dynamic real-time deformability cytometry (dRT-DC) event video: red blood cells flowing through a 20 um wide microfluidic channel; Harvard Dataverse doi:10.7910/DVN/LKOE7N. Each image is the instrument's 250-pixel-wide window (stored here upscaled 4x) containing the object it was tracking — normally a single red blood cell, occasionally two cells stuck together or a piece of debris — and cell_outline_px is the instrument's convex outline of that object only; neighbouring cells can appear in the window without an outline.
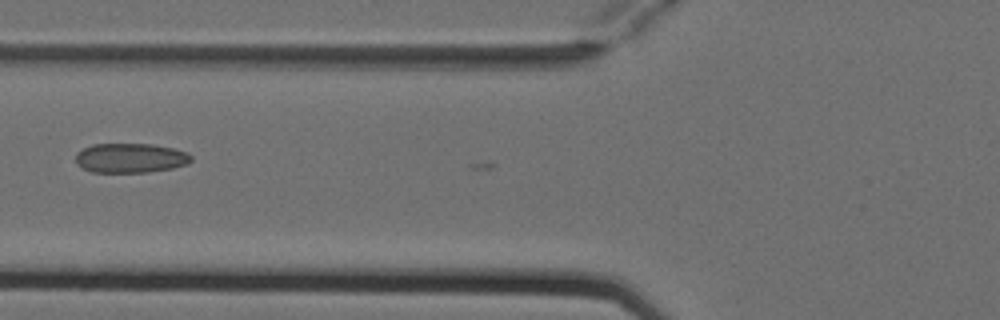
{"species": "Egyptian fruit bat (a non-hibernating species)", "species_latin": "Rousettus aegyptiacus", "temperature_condition": "cold", "stored_images_in_passage": 6, "camera_frame_rate_fps": 3000, "um_per_image_px": 0.085, "animal": {"sex": "female"}, "frame": {"image": 1, "passage_image": 6, "time_ms": 1.667, "image_size_px": [1000, 320], "cell_outline_px": [[192, 160], [188, 164], [172, 168], [148, 172], [92, 172], [76, 164], [76, 152], [92, 144], [152, 144], [172, 148], [188, 152], [192, 156]], "centroid_in_image_um": [11.1, 13.43], "position_along_channel_um": 114.7, "area_um2": 19.94}}